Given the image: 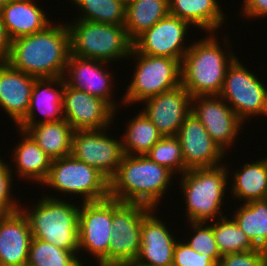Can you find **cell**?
I'll list each match as a JSON object with an SVG mask.
<instances>
[{
    "mask_svg": "<svg viewBox=\"0 0 267 266\" xmlns=\"http://www.w3.org/2000/svg\"><path fill=\"white\" fill-rule=\"evenodd\" d=\"M70 57L67 25L45 29L11 41L8 63L37 79L63 77Z\"/></svg>",
    "mask_w": 267,
    "mask_h": 266,
    "instance_id": "1",
    "label": "cell"
},
{
    "mask_svg": "<svg viewBox=\"0 0 267 266\" xmlns=\"http://www.w3.org/2000/svg\"><path fill=\"white\" fill-rule=\"evenodd\" d=\"M175 175L146 155H127L109 180V197L121 202L141 203L153 209Z\"/></svg>",
    "mask_w": 267,
    "mask_h": 266,
    "instance_id": "2",
    "label": "cell"
},
{
    "mask_svg": "<svg viewBox=\"0 0 267 266\" xmlns=\"http://www.w3.org/2000/svg\"><path fill=\"white\" fill-rule=\"evenodd\" d=\"M214 34L191 44L182 59L181 85L192 98L219 96L227 69L237 58L229 48L230 54L222 51Z\"/></svg>",
    "mask_w": 267,
    "mask_h": 266,
    "instance_id": "3",
    "label": "cell"
},
{
    "mask_svg": "<svg viewBox=\"0 0 267 266\" xmlns=\"http://www.w3.org/2000/svg\"><path fill=\"white\" fill-rule=\"evenodd\" d=\"M45 196L30 209H19L28 220L32 238L61 248L79 251L78 223L80 206L53 195ZM24 209V210H23ZM28 210V211H27ZM30 210V211H29Z\"/></svg>",
    "mask_w": 267,
    "mask_h": 266,
    "instance_id": "4",
    "label": "cell"
},
{
    "mask_svg": "<svg viewBox=\"0 0 267 266\" xmlns=\"http://www.w3.org/2000/svg\"><path fill=\"white\" fill-rule=\"evenodd\" d=\"M67 27L73 56L107 63L130 58L133 42L122 25L76 20Z\"/></svg>",
    "mask_w": 267,
    "mask_h": 266,
    "instance_id": "5",
    "label": "cell"
},
{
    "mask_svg": "<svg viewBox=\"0 0 267 266\" xmlns=\"http://www.w3.org/2000/svg\"><path fill=\"white\" fill-rule=\"evenodd\" d=\"M228 169L225 166L194 168L186 170L180 180L186 200L187 220L191 222H212L223 217L225 188ZM219 215V216H217ZM189 218V219H188Z\"/></svg>",
    "mask_w": 267,
    "mask_h": 266,
    "instance_id": "6",
    "label": "cell"
},
{
    "mask_svg": "<svg viewBox=\"0 0 267 266\" xmlns=\"http://www.w3.org/2000/svg\"><path fill=\"white\" fill-rule=\"evenodd\" d=\"M130 56L137 59V66L121 100L123 105L142 102L181 85V62L178 59L140 54L134 47Z\"/></svg>",
    "mask_w": 267,
    "mask_h": 266,
    "instance_id": "7",
    "label": "cell"
},
{
    "mask_svg": "<svg viewBox=\"0 0 267 266\" xmlns=\"http://www.w3.org/2000/svg\"><path fill=\"white\" fill-rule=\"evenodd\" d=\"M44 184L65 194L82 195L83 202L109 197V180L95 167L72 155L52 160Z\"/></svg>",
    "mask_w": 267,
    "mask_h": 266,
    "instance_id": "8",
    "label": "cell"
},
{
    "mask_svg": "<svg viewBox=\"0 0 267 266\" xmlns=\"http://www.w3.org/2000/svg\"><path fill=\"white\" fill-rule=\"evenodd\" d=\"M152 209L141 203L121 202L112 198L109 266L136 260L141 246L142 222Z\"/></svg>",
    "mask_w": 267,
    "mask_h": 266,
    "instance_id": "9",
    "label": "cell"
},
{
    "mask_svg": "<svg viewBox=\"0 0 267 266\" xmlns=\"http://www.w3.org/2000/svg\"><path fill=\"white\" fill-rule=\"evenodd\" d=\"M112 234V198L83 202L79 210V250H87L98 266H109V243Z\"/></svg>",
    "mask_w": 267,
    "mask_h": 266,
    "instance_id": "10",
    "label": "cell"
},
{
    "mask_svg": "<svg viewBox=\"0 0 267 266\" xmlns=\"http://www.w3.org/2000/svg\"><path fill=\"white\" fill-rule=\"evenodd\" d=\"M100 130H77L72 135L71 155L95 167L110 180L125 156L121 140ZM108 135V136H107Z\"/></svg>",
    "mask_w": 267,
    "mask_h": 266,
    "instance_id": "11",
    "label": "cell"
},
{
    "mask_svg": "<svg viewBox=\"0 0 267 266\" xmlns=\"http://www.w3.org/2000/svg\"><path fill=\"white\" fill-rule=\"evenodd\" d=\"M236 58L227 69L219 96L229 103L244 123L249 116L260 115L267 88Z\"/></svg>",
    "mask_w": 267,
    "mask_h": 266,
    "instance_id": "12",
    "label": "cell"
},
{
    "mask_svg": "<svg viewBox=\"0 0 267 266\" xmlns=\"http://www.w3.org/2000/svg\"><path fill=\"white\" fill-rule=\"evenodd\" d=\"M191 24L179 17L168 15L146 30L134 42L133 47L140 53L178 59L182 62L189 46L184 39Z\"/></svg>",
    "mask_w": 267,
    "mask_h": 266,
    "instance_id": "13",
    "label": "cell"
},
{
    "mask_svg": "<svg viewBox=\"0 0 267 266\" xmlns=\"http://www.w3.org/2000/svg\"><path fill=\"white\" fill-rule=\"evenodd\" d=\"M192 104L195 105H192L191 112L199 119L213 141L226 152V149L234 144L244 123L220 96H197L192 98Z\"/></svg>",
    "mask_w": 267,
    "mask_h": 266,
    "instance_id": "14",
    "label": "cell"
},
{
    "mask_svg": "<svg viewBox=\"0 0 267 266\" xmlns=\"http://www.w3.org/2000/svg\"><path fill=\"white\" fill-rule=\"evenodd\" d=\"M63 115L74 131L100 130L112 124L116 111L104 100L65 84ZM114 115V116H113Z\"/></svg>",
    "mask_w": 267,
    "mask_h": 266,
    "instance_id": "15",
    "label": "cell"
},
{
    "mask_svg": "<svg viewBox=\"0 0 267 266\" xmlns=\"http://www.w3.org/2000/svg\"><path fill=\"white\" fill-rule=\"evenodd\" d=\"M142 102L146 105L142 112L163 137L177 136L192 111V96L182 85Z\"/></svg>",
    "mask_w": 267,
    "mask_h": 266,
    "instance_id": "16",
    "label": "cell"
},
{
    "mask_svg": "<svg viewBox=\"0 0 267 266\" xmlns=\"http://www.w3.org/2000/svg\"><path fill=\"white\" fill-rule=\"evenodd\" d=\"M177 137L181 143L187 170L221 165L220 159L224 158L225 151L213 141L205 127L192 112L185 118Z\"/></svg>",
    "mask_w": 267,
    "mask_h": 266,
    "instance_id": "17",
    "label": "cell"
},
{
    "mask_svg": "<svg viewBox=\"0 0 267 266\" xmlns=\"http://www.w3.org/2000/svg\"><path fill=\"white\" fill-rule=\"evenodd\" d=\"M107 62L84 59L70 54L63 75L65 84L106 101L115 111L118 109L112 96V80L109 70L103 69ZM69 75H68V74ZM67 78H66V77ZM111 83V84H110Z\"/></svg>",
    "mask_w": 267,
    "mask_h": 266,
    "instance_id": "18",
    "label": "cell"
},
{
    "mask_svg": "<svg viewBox=\"0 0 267 266\" xmlns=\"http://www.w3.org/2000/svg\"><path fill=\"white\" fill-rule=\"evenodd\" d=\"M154 210L143 219L141 246L135 261L146 266H172L177 241L165 222L153 216Z\"/></svg>",
    "mask_w": 267,
    "mask_h": 266,
    "instance_id": "19",
    "label": "cell"
},
{
    "mask_svg": "<svg viewBox=\"0 0 267 266\" xmlns=\"http://www.w3.org/2000/svg\"><path fill=\"white\" fill-rule=\"evenodd\" d=\"M32 233L19 209L0 214V266H26Z\"/></svg>",
    "mask_w": 267,
    "mask_h": 266,
    "instance_id": "20",
    "label": "cell"
},
{
    "mask_svg": "<svg viewBox=\"0 0 267 266\" xmlns=\"http://www.w3.org/2000/svg\"><path fill=\"white\" fill-rule=\"evenodd\" d=\"M36 79L13 68L8 62H0V106L17 125L27 115Z\"/></svg>",
    "mask_w": 267,
    "mask_h": 266,
    "instance_id": "21",
    "label": "cell"
},
{
    "mask_svg": "<svg viewBox=\"0 0 267 266\" xmlns=\"http://www.w3.org/2000/svg\"><path fill=\"white\" fill-rule=\"evenodd\" d=\"M52 84L54 87L57 84V87L54 88ZM64 86L63 77L36 79L32 87L27 115L17 126H32L39 122L48 123L63 120ZM36 110H39L45 119L43 117L41 121L35 120L37 119L35 118Z\"/></svg>",
    "mask_w": 267,
    "mask_h": 266,
    "instance_id": "22",
    "label": "cell"
},
{
    "mask_svg": "<svg viewBox=\"0 0 267 266\" xmlns=\"http://www.w3.org/2000/svg\"><path fill=\"white\" fill-rule=\"evenodd\" d=\"M33 0H10L0 9V16L10 40L31 35L53 22Z\"/></svg>",
    "mask_w": 267,
    "mask_h": 266,
    "instance_id": "23",
    "label": "cell"
},
{
    "mask_svg": "<svg viewBox=\"0 0 267 266\" xmlns=\"http://www.w3.org/2000/svg\"><path fill=\"white\" fill-rule=\"evenodd\" d=\"M18 127L26 131L52 160L71 155L74 130L65 119Z\"/></svg>",
    "mask_w": 267,
    "mask_h": 266,
    "instance_id": "24",
    "label": "cell"
},
{
    "mask_svg": "<svg viewBox=\"0 0 267 266\" xmlns=\"http://www.w3.org/2000/svg\"><path fill=\"white\" fill-rule=\"evenodd\" d=\"M169 12L206 33H214L225 18L216 0H169Z\"/></svg>",
    "mask_w": 267,
    "mask_h": 266,
    "instance_id": "25",
    "label": "cell"
},
{
    "mask_svg": "<svg viewBox=\"0 0 267 266\" xmlns=\"http://www.w3.org/2000/svg\"><path fill=\"white\" fill-rule=\"evenodd\" d=\"M22 140L13 149V158L19 177L43 183L49 173L52 159L39 147L33 138L19 129Z\"/></svg>",
    "mask_w": 267,
    "mask_h": 266,
    "instance_id": "26",
    "label": "cell"
},
{
    "mask_svg": "<svg viewBox=\"0 0 267 266\" xmlns=\"http://www.w3.org/2000/svg\"><path fill=\"white\" fill-rule=\"evenodd\" d=\"M169 14V0H133L125 5L124 27L129 39L134 42Z\"/></svg>",
    "mask_w": 267,
    "mask_h": 266,
    "instance_id": "27",
    "label": "cell"
},
{
    "mask_svg": "<svg viewBox=\"0 0 267 266\" xmlns=\"http://www.w3.org/2000/svg\"><path fill=\"white\" fill-rule=\"evenodd\" d=\"M241 170L234 173L231 194L238 200L248 203L255 200L267 199V167L266 158L256 162L245 163ZM244 199V200H243Z\"/></svg>",
    "mask_w": 267,
    "mask_h": 266,
    "instance_id": "28",
    "label": "cell"
},
{
    "mask_svg": "<svg viewBox=\"0 0 267 266\" xmlns=\"http://www.w3.org/2000/svg\"><path fill=\"white\" fill-rule=\"evenodd\" d=\"M231 218L258 248L267 251V199L243 203Z\"/></svg>",
    "mask_w": 267,
    "mask_h": 266,
    "instance_id": "29",
    "label": "cell"
},
{
    "mask_svg": "<svg viewBox=\"0 0 267 266\" xmlns=\"http://www.w3.org/2000/svg\"><path fill=\"white\" fill-rule=\"evenodd\" d=\"M127 125V131L121 140L124 153L127 155H146L163 137L142 111Z\"/></svg>",
    "mask_w": 267,
    "mask_h": 266,
    "instance_id": "30",
    "label": "cell"
},
{
    "mask_svg": "<svg viewBox=\"0 0 267 266\" xmlns=\"http://www.w3.org/2000/svg\"><path fill=\"white\" fill-rule=\"evenodd\" d=\"M77 256L75 252L32 238L26 266H83Z\"/></svg>",
    "mask_w": 267,
    "mask_h": 266,
    "instance_id": "31",
    "label": "cell"
},
{
    "mask_svg": "<svg viewBox=\"0 0 267 266\" xmlns=\"http://www.w3.org/2000/svg\"><path fill=\"white\" fill-rule=\"evenodd\" d=\"M82 12L77 20L122 25L125 22V5L119 0H72Z\"/></svg>",
    "mask_w": 267,
    "mask_h": 266,
    "instance_id": "32",
    "label": "cell"
},
{
    "mask_svg": "<svg viewBox=\"0 0 267 266\" xmlns=\"http://www.w3.org/2000/svg\"><path fill=\"white\" fill-rule=\"evenodd\" d=\"M210 223L221 255L247 252L257 248L233 219L223 216L216 222Z\"/></svg>",
    "mask_w": 267,
    "mask_h": 266,
    "instance_id": "33",
    "label": "cell"
},
{
    "mask_svg": "<svg viewBox=\"0 0 267 266\" xmlns=\"http://www.w3.org/2000/svg\"><path fill=\"white\" fill-rule=\"evenodd\" d=\"M153 162L168 168L174 174H183L185 168L181 143L177 136L162 137L146 154ZM176 172V173H175Z\"/></svg>",
    "mask_w": 267,
    "mask_h": 266,
    "instance_id": "34",
    "label": "cell"
},
{
    "mask_svg": "<svg viewBox=\"0 0 267 266\" xmlns=\"http://www.w3.org/2000/svg\"><path fill=\"white\" fill-rule=\"evenodd\" d=\"M191 222L193 227V234L187 244L199 254H206L211 256L217 263H219L222 255L217 247L213 228L210 222ZM206 224V225H205ZM195 231V232H194ZM195 233V234H194Z\"/></svg>",
    "mask_w": 267,
    "mask_h": 266,
    "instance_id": "35",
    "label": "cell"
},
{
    "mask_svg": "<svg viewBox=\"0 0 267 266\" xmlns=\"http://www.w3.org/2000/svg\"><path fill=\"white\" fill-rule=\"evenodd\" d=\"M172 266H218V263L211 256L194 251L184 240L175 244Z\"/></svg>",
    "mask_w": 267,
    "mask_h": 266,
    "instance_id": "36",
    "label": "cell"
},
{
    "mask_svg": "<svg viewBox=\"0 0 267 266\" xmlns=\"http://www.w3.org/2000/svg\"><path fill=\"white\" fill-rule=\"evenodd\" d=\"M218 266H267V251L257 247L247 252L224 254Z\"/></svg>",
    "mask_w": 267,
    "mask_h": 266,
    "instance_id": "37",
    "label": "cell"
},
{
    "mask_svg": "<svg viewBox=\"0 0 267 266\" xmlns=\"http://www.w3.org/2000/svg\"><path fill=\"white\" fill-rule=\"evenodd\" d=\"M11 172L10 166L0 158V214L15 212L21 207L16 199L12 200L11 197L13 179Z\"/></svg>",
    "mask_w": 267,
    "mask_h": 266,
    "instance_id": "38",
    "label": "cell"
},
{
    "mask_svg": "<svg viewBox=\"0 0 267 266\" xmlns=\"http://www.w3.org/2000/svg\"><path fill=\"white\" fill-rule=\"evenodd\" d=\"M242 16L259 18L267 16V0H243Z\"/></svg>",
    "mask_w": 267,
    "mask_h": 266,
    "instance_id": "39",
    "label": "cell"
},
{
    "mask_svg": "<svg viewBox=\"0 0 267 266\" xmlns=\"http://www.w3.org/2000/svg\"><path fill=\"white\" fill-rule=\"evenodd\" d=\"M11 40L0 16V62H7L10 55Z\"/></svg>",
    "mask_w": 267,
    "mask_h": 266,
    "instance_id": "40",
    "label": "cell"
},
{
    "mask_svg": "<svg viewBox=\"0 0 267 266\" xmlns=\"http://www.w3.org/2000/svg\"><path fill=\"white\" fill-rule=\"evenodd\" d=\"M260 115H264L266 116L267 115V91H266V94L264 96V101H263V107H262V110H261V113Z\"/></svg>",
    "mask_w": 267,
    "mask_h": 266,
    "instance_id": "41",
    "label": "cell"
},
{
    "mask_svg": "<svg viewBox=\"0 0 267 266\" xmlns=\"http://www.w3.org/2000/svg\"><path fill=\"white\" fill-rule=\"evenodd\" d=\"M115 266H146V265L140 264L136 261H131V262H125V263L117 264Z\"/></svg>",
    "mask_w": 267,
    "mask_h": 266,
    "instance_id": "42",
    "label": "cell"
},
{
    "mask_svg": "<svg viewBox=\"0 0 267 266\" xmlns=\"http://www.w3.org/2000/svg\"><path fill=\"white\" fill-rule=\"evenodd\" d=\"M10 0H0V9L5 6Z\"/></svg>",
    "mask_w": 267,
    "mask_h": 266,
    "instance_id": "43",
    "label": "cell"
},
{
    "mask_svg": "<svg viewBox=\"0 0 267 266\" xmlns=\"http://www.w3.org/2000/svg\"><path fill=\"white\" fill-rule=\"evenodd\" d=\"M119 1H121L124 5H127L130 2H132L133 0H119Z\"/></svg>",
    "mask_w": 267,
    "mask_h": 266,
    "instance_id": "44",
    "label": "cell"
}]
</instances>
